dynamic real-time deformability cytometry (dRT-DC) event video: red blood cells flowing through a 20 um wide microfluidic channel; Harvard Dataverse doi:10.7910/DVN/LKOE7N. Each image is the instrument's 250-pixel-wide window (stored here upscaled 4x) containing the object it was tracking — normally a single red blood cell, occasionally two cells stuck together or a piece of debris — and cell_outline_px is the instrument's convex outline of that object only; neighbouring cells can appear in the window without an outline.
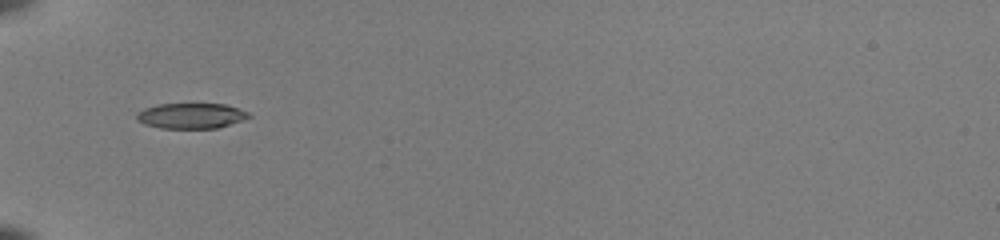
{"species": "common noctule bat (a hibernating species)", "species_latin": "Nyctalus noctula", "temperature_condition": "room temperature", "stored_images_in_passage": 34, "camera_frame_rate_fps": 3000, "um_per_image_px": 0.085, "animal": {"sex": "female", "body_mass_g": 22.0, "forearm_length_mm": 56.7}, "frame": {"image": 1, "passage_image": 1, "time_ms": 0.0, "image_size_px": [1000, 240], "cell_outline_px": [[252, 116], [244, 120], [216, 128], [160, 128], [144, 124], [136, 120], [136, 112], [144, 108], [156, 104], [224, 104], [248, 112]], "centroid_in_image_um": [16.2, 9.84], "position_along_channel_um": 68.8, "area_um2": 16.65}}
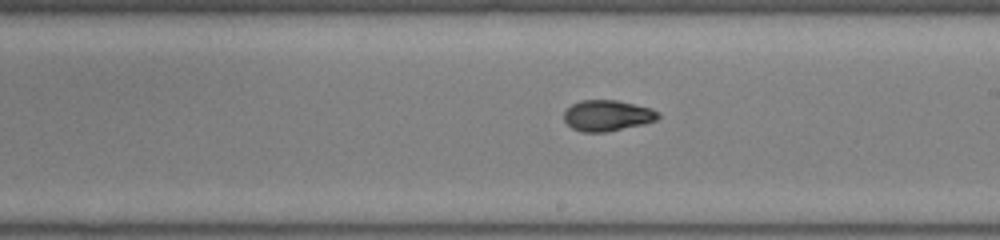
{"frame": {"image": 2, "passage_image": 14, "time_ms": 4.333, "image_size_px": [1000, 240], "cell_outline_px": [[660, 116], [656, 120], [644, 124], [604, 132], [584, 132], [572, 128], [564, 120], [564, 112], [572, 104], [580, 100], [616, 100], [652, 108], [660, 112]], "centroid_in_image_um": [51.64, 9.81], "position_along_channel_um": 237.4, "area_um2": 16.94}}
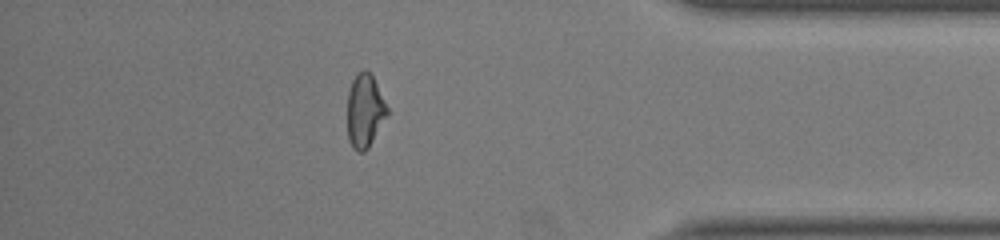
{"frame": {"image": 3, "passage_image": 28, "time_ms": 9.0, "image_size_px": [1000, 240], "cell_outline_px": [[388, 116], [368, 148], [364, 152], [356, 152], [352, 148], [348, 140], [348, 92], [352, 80], [356, 72], [364, 68], [372, 76], [388, 108]], "centroid_in_image_um": [31.0, 9.44], "position_along_channel_um": 404.2, "area_um2": 17.17}, "authors_computed_cell_mechanics": {"area_um2": 17.1955, "velocity_mm_per_s": 4.0193, "shape_relaxation_time_tau1_ms": 5.8952, "shape_relaxation_time_tau2_ms": 1.7439, "deformation_change_tau1": 0.1953, "deformation_change_tau2": 0.0713}}